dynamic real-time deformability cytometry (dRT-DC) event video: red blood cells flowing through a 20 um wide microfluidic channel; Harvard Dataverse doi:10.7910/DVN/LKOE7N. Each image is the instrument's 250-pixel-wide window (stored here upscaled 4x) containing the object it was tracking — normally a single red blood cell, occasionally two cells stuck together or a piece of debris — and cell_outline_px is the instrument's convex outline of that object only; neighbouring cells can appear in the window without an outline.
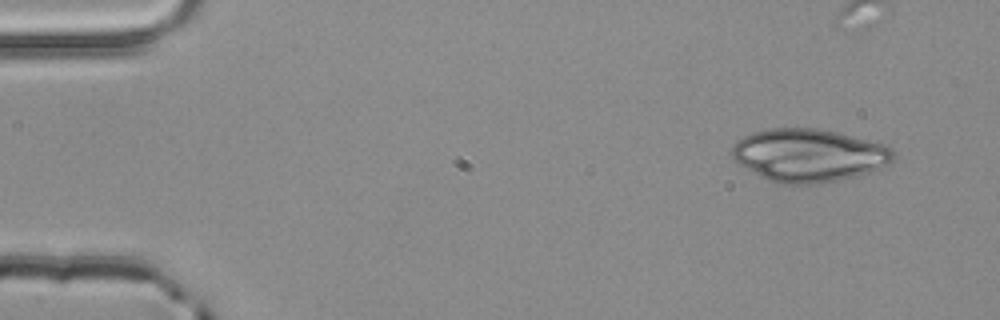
{"species": "common noctule bat (a hibernating species)", "species_latin": "Nyctalus noctula", "temperature_condition": "room temperature", "stored_images_in_passage": 4, "camera_frame_rate_fps": 3000, "um_per_image_px": 0.085, "animal": {"sex": "male", "body_mass_g": 20.4}, "frame": {"image": 1, "passage_image": 1, "time_ms": 0.0, "image_size_px": [1000, 320], "cell_outline_px": [[896, 156], [888, 164], [880, 168], [856, 176], [820, 184], [780, 184], [768, 180], [760, 176], [732, 160], [732, 148], [736, 140], [752, 132], [772, 128], [820, 128], [888, 144], [896, 152]], "centroid_in_image_um": [68.77, 13.19], "position_along_channel_um": 16.2, "area_um2": 50.29}}